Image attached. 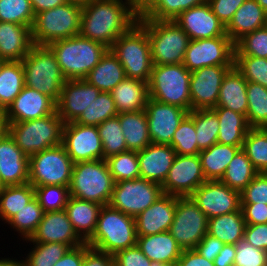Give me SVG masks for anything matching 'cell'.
<instances>
[{
    "label": "cell",
    "mask_w": 267,
    "mask_h": 266,
    "mask_svg": "<svg viewBox=\"0 0 267 266\" xmlns=\"http://www.w3.org/2000/svg\"><path fill=\"white\" fill-rule=\"evenodd\" d=\"M236 255V245L224 244L214 259L215 266H233Z\"/></svg>",
    "instance_id": "obj_65"
},
{
    "label": "cell",
    "mask_w": 267,
    "mask_h": 266,
    "mask_svg": "<svg viewBox=\"0 0 267 266\" xmlns=\"http://www.w3.org/2000/svg\"><path fill=\"white\" fill-rule=\"evenodd\" d=\"M256 1L267 13V0H256Z\"/></svg>",
    "instance_id": "obj_69"
},
{
    "label": "cell",
    "mask_w": 267,
    "mask_h": 266,
    "mask_svg": "<svg viewBox=\"0 0 267 266\" xmlns=\"http://www.w3.org/2000/svg\"><path fill=\"white\" fill-rule=\"evenodd\" d=\"M170 145L173 147L176 155L190 156L201 152L197 145L194 110L190 111L180 122Z\"/></svg>",
    "instance_id": "obj_47"
},
{
    "label": "cell",
    "mask_w": 267,
    "mask_h": 266,
    "mask_svg": "<svg viewBox=\"0 0 267 266\" xmlns=\"http://www.w3.org/2000/svg\"><path fill=\"white\" fill-rule=\"evenodd\" d=\"M174 21L187 33L190 40L228 36L226 27L212 12L207 1L183 11Z\"/></svg>",
    "instance_id": "obj_20"
},
{
    "label": "cell",
    "mask_w": 267,
    "mask_h": 266,
    "mask_svg": "<svg viewBox=\"0 0 267 266\" xmlns=\"http://www.w3.org/2000/svg\"><path fill=\"white\" fill-rule=\"evenodd\" d=\"M110 93L118 113L145 110L149 99L148 83L127 77Z\"/></svg>",
    "instance_id": "obj_30"
},
{
    "label": "cell",
    "mask_w": 267,
    "mask_h": 266,
    "mask_svg": "<svg viewBox=\"0 0 267 266\" xmlns=\"http://www.w3.org/2000/svg\"><path fill=\"white\" fill-rule=\"evenodd\" d=\"M2 188H3V185L0 183V193H1Z\"/></svg>",
    "instance_id": "obj_75"
},
{
    "label": "cell",
    "mask_w": 267,
    "mask_h": 266,
    "mask_svg": "<svg viewBox=\"0 0 267 266\" xmlns=\"http://www.w3.org/2000/svg\"><path fill=\"white\" fill-rule=\"evenodd\" d=\"M24 86L22 62L5 61L0 70V112L8 109Z\"/></svg>",
    "instance_id": "obj_39"
},
{
    "label": "cell",
    "mask_w": 267,
    "mask_h": 266,
    "mask_svg": "<svg viewBox=\"0 0 267 266\" xmlns=\"http://www.w3.org/2000/svg\"><path fill=\"white\" fill-rule=\"evenodd\" d=\"M241 148L242 146L215 143L208 149L202 150L198 155L206 180H221L227 166Z\"/></svg>",
    "instance_id": "obj_36"
},
{
    "label": "cell",
    "mask_w": 267,
    "mask_h": 266,
    "mask_svg": "<svg viewBox=\"0 0 267 266\" xmlns=\"http://www.w3.org/2000/svg\"><path fill=\"white\" fill-rule=\"evenodd\" d=\"M258 174L246 153L240 149L226 168L221 182L240 192Z\"/></svg>",
    "instance_id": "obj_41"
},
{
    "label": "cell",
    "mask_w": 267,
    "mask_h": 266,
    "mask_svg": "<svg viewBox=\"0 0 267 266\" xmlns=\"http://www.w3.org/2000/svg\"><path fill=\"white\" fill-rule=\"evenodd\" d=\"M48 47L66 80L84 79L108 50L103 44L80 35L54 41Z\"/></svg>",
    "instance_id": "obj_2"
},
{
    "label": "cell",
    "mask_w": 267,
    "mask_h": 266,
    "mask_svg": "<svg viewBox=\"0 0 267 266\" xmlns=\"http://www.w3.org/2000/svg\"><path fill=\"white\" fill-rule=\"evenodd\" d=\"M86 243L110 255L137 245L135 218L109 205L103 206L99 212L96 229Z\"/></svg>",
    "instance_id": "obj_3"
},
{
    "label": "cell",
    "mask_w": 267,
    "mask_h": 266,
    "mask_svg": "<svg viewBox=\"0 0 267 266\" xmlns=\"http://www.w3.org/2000/svg\"><path fill=\"white\" fill-rule=\"evenodd\" d=\"M118 115L111 93L100 92L98 97L83 110V113L74 121L85 126H98L107 119Z\"/></svg>",
    "instance_id": "obj_42"
},
{
    "label": "cell",
    "mask_w": 267,
    "mask_h": 266,
    "mask_svg": "<svg viewBox=\"0 0 267 266\" xmlns=\"http://www.w3.org/2000/svg\"><path fill=\"white\" fill-rule=\"evenodd\" d=\"M149 137L154 144L170 145L187 110L149 98L145 107Z\"/></svg>",
    "instance_id": "obj_19"
},
{
    "label": "cell",
    "mask_w": 267,
    "mask_h": 266,
    "mask_svg": "<svg viewBox=\"0 0 267 266\" xmlns=\"http://www.w3.org/2000/svg\"><path fill=\"white\" fill-rule=\"evenodd\" d=\"M35 14L30 0H0V22L32 28Z\"/></svg>",
    "instance_id": "obj_51"
},
{
    "label": "cell",
    "mask_w": 267,
    "mask_h": 266,
    "mask_svg": "<svg viewBox=\"0 0 267 266\" xmlns=\"http://www.w3.org/2000/svg\"><path fill=\"white\" fill-rule=\"evenodd\" d=\"M191 72L181 64L153 65L149 98L191 111Z\"/></svg>",
    "instance_id": "obj_10"
},
{
    "label": "cell",
    "mask_w": 267,
    "mask_h": 266,
    "mask_svg": "<svg viewBox=\"0 0 267 266\" xmlns=\"http://www.w3.org/2000/svg\"><path fill=\"white\" fill-rule=\"evenodd\" d=\"M234 43L229 36L190 40L183 65L190 71L214 65H234Z\"/></svg>",
    "instance_id": "obj_14"
},
{
    "label": "cell",
    "mask_w": 267,
    "mask_h": 266,
    "mask_svg": "<svg viewBox=\"0 0 267 266\" xmlns=\"http://www.w3.org/2000/svg\"><path fill=\"white\" fill-rule=\"evenodd\" d=\"M115 181L106 160L82 161L73 164L70 196L106 206L109 204Z\"/></svg>",
    "instance_id": "obj_9"
},
{
    "label": "cell",
    "mask_w": 267,
    "mask_h": 266,
    "mask_svg": "<svg viewBox=\"0 0 267 266\" xmlns=\"http://www.w3.org/2000/svg\"><path fill=\"white\" fill-rule=\"evenodd\" d=\"M161 195L162 186L155 182L144 178L122 180L115 183L108 205L135 218Z\"/></svg>",
    "instance_id": "obj_12"
},
{
    "label": "cell",
    "mask_w": 267,
    "mask_h": 266,
    "mask_svg": "<svg viewBox=\"0 0 267 266\" xmlns=\"http://www.w3.org/2000/svg\"><path fill=\"white\" fill-rule=\"evenodd\" d=\"M56 111V103L38 90L24 86L4 112L6 122H22L42 118Z\"/></svg>",
    "instance_id": "obj_23"
},
{
    "label": "cell",
    "mask_w": 267,
    "mask_h": 266,
    "mask_svg": "<svg viewBox=\"0 0 267 266\" xmlns=\"http://www.w3.org/2000/svg\"><path fill=\"white\" fill-rule=\"evenodd\" d=\"M35 198L44 212L65 210L70 198V190L62 185H44L34 187Z\"/></svg>",
    "instance_id": "obj_52"
},
{
    "label": "cell",
    "mask_w": 267,
    "mask_h": 266,
    "mask_svg": "<svg viewBox=\"0 0 267 266\" xmlns=\"http://www.w3.org/2000/svg\"><path fill=\"white\" fill-rule=\"evenodd\" d=\"M138 22L147 30L153 65L184 62L190 39L174 20L145 19L139 15Z\"/></svg>",
    "instance_id": "obj_4"
},
{
    "label": "cell",
    "mask_w": 267,
    "mask_h": 266,
    "mask_svg": "<svg viewBox=\"0 0 267 266\" xmlns=\"http://www.w3.org/2000/svg\"><path fill=\"white\" fill-rule=\"evenodd\" d=\"M114 259L116 266H156L137 245L118 251Z\"/></svg>",
    "instance_id": "obj_57"
},
{
    "label": "cell",
    "mask_w": 267,
    "mask_h": 266,
    "mask_svg": "<svg viewBox=\"0 0 267 266\" xmlns=\"http://www.w3.org/2000/svg\"><path fill=\"white\" fill-rule=\"evenodd\" d=\"M246 0H207L212 12L226 27L231 21L237 9Z\"/></svg>",
    "instance_id": "obj_58"
},
{
    "label": "cell",
    "mask_w": 267,
    "mask_h": 266,
    "mask_svg": "<svg viewBox=\"0 0 267 266\" xmlns=\"http://www.w3.org/2000/svg\"><path fill=\"white\" fill-rule=\"evenodd\" d=\"M82 4L70 2L37 13L31 28L34 45L50 43L79 35Z\"/></svg>",
    "instance_id": "obj_8"
},
{
    "label": "cell",
    "mask_w": 267,
    "mask_h": 266,
    "mask_svg": "<svg viewBox=\"0 0 267 266\" xmlns=\"http://www.w3.org/2000/svg\"><path fill=\"white\" fill-rule=\"evenodd\" d=\"M125 70L110 49L101 57L99 63L84 78L101 92H111L123 79Z\"/></svg>",
    "instance_id": "obj_33"
},
{
    "label": "cell",
    "mask_w": 267,
    "mask_h": 266,
    "mask_svg": "<svg viewBox=\"0 0 267 266\" xmlns=\"http://www.w3.org/2000/svg\"><path fill=\"white\" fill-rule=\"evenodd\" d=\"M244 240L255 248L267 251V223L246 224Z\"/></svg>",
    "instance_id": "obj_59"
},
{
    "label": "cell",
    "mask_w": 267,
    "mask_h": 266,
    "mask_svg": "<svg viewBox=\"0 0 267 266\" xmlns=\"http://www.w3.org/2000/svg\"><path fill=\"white\" fill-rule=\"evenodd\" d=\"M137 246L156 266L176 263L183 251L169 231L138 236Z\"/></svg>",
    "instance_id": "obj_28"
},
{
    "label": "cell",
    "mask_w": 267,
    "mask_h": 266,
    "mask_svg": "<svg viewBox=\"0 0 267 266\" xmlns=\"http://www.w3.org/2000/svg\"><path fill=\"white\" fill-rule=\"evenodd\" d=\"M70 2H77V3H80V4H85V3H88L90 0H68Z\"/></svg>",
    "instance_id": "obj_71"
},
{
    "label": "cell",
    "mask_w": 267,
    "mask_h": 266,
    "mask_svg": "<svg viewBox=\"0 0 267 266\" xmlns=\"http://www.w3.org/2000/svg\"><path fill=\"white\" fill-rule=\"evenodd\" d=\"M119 117L107 119L97 126L103 145V159L128 151L126 141L121 130Z\"/></svg>",
    "instance_id": "obj_46"
},
{
    "label": "cell",
    "mask_w": 267,
    "mask_h": 266,
    "mask_svg": "<svg viewBox=\"0 0 267 266\" xmlns=\"http://www.w3.org/2000/svg\"><path fill=\"white\" fill-rule=\"evenodd\" d=\"M267 25V13L256 0H246L226 26V34L235 44L239 39Z\"/></svg>",
    "instance_id": "obj_29"
},
{
    "label": "cell",
    "mask_w": 267,
    "mask_h": 266,
    "mask_svg": "<svg viewBox=\"0 0 267 266\" xmlns=\"http://www.w3.org/2000/svg\"><path fill=\"white\" fill-rule=\"evenodd\" d=\"M234 66L248 82L267 88V58L234 55Z\"/></svg>",
    "instance_id": "obj_53"
},
{
    "label": "cell",
    "mask_w": 267,
    "mask_h": 266,
    "mask_svg": "<svg viewBox=\"0 0 267 266\" xmlns=\"http://www.w3.org/2000/svg\"><path fill=\"white\" fill-rule=\"evenodd\" d=\"M247 80L233 66L224 76L216 107H225L247 115Z\"/></svg>",
    "instance_id": "obj_31"
},
{
    "label": "cell",
    "mask_w": 267,
    "mask_h": 266,
    "mask_svg": "<svg viewBox=\"0 0 267 266\" xmlns=\"http://www.w3.org/2000/svg\"><path fill=\"white\" fill-rule=\"evenodd\" d=\"M233 66H206L191 72V111L216 107L223 78Z\"/></svg>",
    "instance_id": "obj_18"
},
{
    "label": "cell",
    "mask_w": 267,
    "mask_h": 266,
    "mask_svg": "<svg viewBox=\"0 0 267 266\" xmlns=\"http://www.w3.org/2000/svg\"><path fill=\"white\" fill-rule=\"evenodd\" d=\"M176 209V196L163 194L135 217L137 237L170 230Z\"/></svg>",
    "instance_id": "obj_25"
},
{
    "label": "cell",
    "mask_w": 267,
    "mask_h": 266,
    "mask_svg": "<svg viewBox=\"0 0 267 266\" xmlns=\"http://www.w3.org/2000/svg\"><path fill=\"white\" fill-rule=\"evenodd\" d=\"M8 131V124L5 121L4 112H0V139Z\"/></svg>",
    "instance_id": "obj_68"
},
{
    "label": "cell",
    "mask_w": 267,
    "mask_h": 266,
    "mask_svg": "<svg viewBox=\"0 0 267 266\" xmlns=\"http://www.w3.org/2000/svg\"><path fill=\"white\" fill-rule=\"evenodd\" d=\"M138 18L137 0H90L82 5L79 35L110 49Z\"/></svg>",
    "instance_id": "obj_1"
},
{
    "label": "cell",
    "mask_w": 267,
    "mask_h": 266,
    "mask_svg": "<svg viewBox=\"0 0 267 266\" xmlns=\"http://www.w3.org/2000/svg\"><path fill=\"white\" fill-rule=\"evenodd\" d=\"M208 219L241 210V192L220 180H206L189 196Z\"/></svg>",
    "instance_id": "obj_15"
},
{
    "label": "cell",
    "mask_w": 267,
    "mask_h": 266,
    "mask_svg": "<svg viewBox=\"0 0 267 266\" xmlns=\"http://www.w3.org/2000/svg\"><path fill=\"white\" fill-rule=\"evenodd\" d=\"M258 129H259V130L266 136V138H267V124L258 127Z\"/></svg>",
    "instance_id": "obj_70"
},
{
    "label": "cell",
    "mask_w": 267,
    "mask_h": 266,
    "mask_svg": "<svg viewBox=\"0 0 267 266\" xmlns=\"http://www.w3.org/2000/svg\"><path fill=\"white\" fill-rule=\"evenodd\" d=\"M158 266H177V264L174 263V264H169V265H158Z\"/></svg>",
    "instance_id": "obj_73"
},
{
    "label": "cell",
    "mask_w": 267,
    "mask_h": 266,
    "mask_svg": "<svg viewBox=\"0 0 267 266\" xmlns=\"http://www.w3.org/2000/svg\"><path fill=\"white\" fill-rule=\"evenodd\" d=\"M62 145L73 163L103 160V145L96 126L64 124Z\"/></svg>",
    "instance_id": "obj_17"
},
{
    "label": "cell",
    "mask_w": 267,
    "mask_h": 266,
    "mask_svg": "<svg viewBox=\"0 0 267 266\" xmlns=\"http://www.w3.org/2000/svg\"><path fill=\"white\" fill-rule=\"evenodd\" d=\"M245 226L242 211H234L208 219V234L224 244L236 245L244 240Z\"/></svg>",
    "instance_id": "obj_38"
},
{
    "label": "cell",
    "mask_w": 267,
    "mask_h": 266,
    "mask_svg": "<svg viewBox=\"0 0 267 266\" xmlns=\"http://www.w3.org/2000/svg\"><path fill=\"white\" fill-rule=\"evenodd\" d=\"M110 50L123 66L127 78L149 82L153 67L150 42L147 30L139 22L120 35Z\"/></svg>",
    "instance_id": "obj_5"
},
{
    "label": "cell",
    "mask_w": 267,
    "mask_h": 266,
    "mask_svg": "<svg viewBox=\"0 0 267 266\" xmlns=\"http://www.w3.org/2000/svg\"><path fill=\"white\" fill-rule=\"evenodd\" d=\"M44 213L38 200L34 198L7 223L21 235L23 240H28L35 233Z\"/></svg>",
    "instance_id": "obj_44"
},
{
    "label": "cell",
    "mask_w": 267,
    "mask_h": 266,
    "mask_svg": "<svg viewBox=\"0 0 267 266\" xmlns=\"http://www.w3.org/2000/svg\"><path fill=\"white\" fill-rule=\"evenodd\" d=\"M100 92L85 79L66 80L56 103V111L64 123L74 122Z\"/></svg>",
    "instance_id": "obj_21"
},
{
    "label": "cell",
    "mask_w": 267,
    "mask_h": 266,
    "mask_svg": "<svg viewBox=\"0 0 267 266\" xmlns=\"http://www.w3.org/2000/svg\"><path fill=\"white\" fill-rule=\"evenodd\" d=\"M219 120L217 143L242 146L246 134L251 129L245 115L225 107H215Z\"/></svg>",
    "instance_id": "obj_34"
},
{
    "label": "cell",
    "mask_w": 267,
    "mask_h": 266,
    "mask_svg": "<svg viewBox=\"0 0 267 266\" xmlns=\"http://www.w3.org/2000/svg\"><path fill=\"white\" fill-rule=\"evenodd\" d=\"M233 266H267V251L255 248L242 240L236 244Z\"/></svg>",
    "instance_id": "obj_55"
},
{
    "label": "cell",
    "mask_w": 267,
    "mask_h": 266,
    "mask_svg": "<svg viewBox=\"0 0 267 266\" xmlns=\"http://www.w3.org/2000/svg\"><path fill=\"white\" fill-rule=\"evenodd\" d=\"M260 174H262L267 179V167L263 171H261Z\"/></svg>",
    "instance_id": "obj_72"
},
{
    "label": "cell",
    "mask_w": 267,
    "mask_h": 266,
    "mask_svg": "<svg viewBox=\"0 0 267 266\" xmlns=\"http://www.w3.org/2000/svg\"><path fill=\"white\" fill-rule=\"evenodd\" d=\"M207 0H137L139 15L145 19L174 20L183 11Z\"/></svg>",
    "instance_id": "obj_37"
},
{
    "label": "cell",
    "mask_w": 267,
    "mask_h": 266,
    "mask_svg": "<svg viewBox=\"0 0 267 266\" xmlns=\"http://www.w3.org/2000/svg\"><path fill=\"white\" fill-rule=\"evenodd\" d=\"M73 164L62 144L33 154L29 157V183L33 187H69Z\"/></svg>",
    "instance_id": "obj_11"
},
{
    "label": "cell",
    "mask_w": 267,
    "mask_h": 266,
    "mask_svg": "<svg viewBox=\"0 0 267 266\" xmlns=\"http://www.w3.org/2000/svg\"><path fill=\"white\" fill-rule=\"evenodd\" d=\"M33 248L23 259L25 266H54L71 248L69 245L57 242H31Z\"/></svg>",
    "instance_id": "obj_48"
},
{
    "label": "cell",
    "mask_w": 267,
    "mask_h": 266,
    "mask_svg": "<svg viewBox=\"0 0 267 266\" xmlns=\"http://www.w3.org/2000/svg\"><path fill=\"white\" fill-rule=\"evenodd\" d=\"M0 266H25V265L23 260L12 259V258H4V259L1 258Z\"/></svg>",
    "instance_id": "obj_67"
},
{
    "label": "cell",
    "mask_w": 267,
    "mask_h": 266,
    "mask_svg": "<svg viewBox=\"0 0 267 266\" xmlns=\"http://www.w3.org/2000/svg\"><path fill=\"white\" fill-rule=\"evenodd\" d=\"M4 62H5L4 60L0 59V70H1V66H2V64H3Z\"/></svg>",
    "instance_id": "obj_74"
},
{
    "label": "cell",
    "mask_w": 267,
    "mask_h": 266,
    "mask_svg": "<svg viewBox=\"0 0 267 266\" xmlns=\"http://www.w3.org/2000/svg\"><path fill=\"white\" fill-rule=\"evenodd\" d=\"M140 178L162 185L172 167L176 153L171 145H147L137 152Z\"/></svg>",
    "instance_id": "obj_26"
},
{
    "label": "cell",
    "mask_w": 267,
    "mask_h": 266,
    "mask_svg": "<svg viewBox=\"0 0 267 266\" xmlns=\"http://www.w3.org/2000/svg\"><path fill=\"white\" fill-rule=\"evenodd\" d=\"M34 198L35 190L30 183L3 186L0 193V219L7 223Z\"/></svg>",
    "instance_id": "obj_40"
},
{
    "label": "cell",
    "mask_w": 267,
    "mask_h": 266,
    "mask_svg": "<svg viewBox=\"0 0 267 266\" xmlns=\"http://www.w3.org/2000/svg\"><path fill=\"white\" fill-rule=\"evenodd\" d=\"M194 126L200 151L217 143L219 120L213 109L194 110Z\"/></svg>",
    "instance_id": "obj_43"
},
{
    "label": "cell",
    "mask_w": 267,
    "mask_h": 266,
    "mask_svg": "<svg viewBox=\"0 0 267 266\" xmlns=\"http://www.w3.org/2000/svg\"><path fill=\"white\" fill-rule=\"evenodd\" d=\"M126 147L130 151H140L151 144L146 111L118 113Z\"/></svg>",
    "instance_id": "obj_35"
},
{
    "label": "cell",
    "mask_w": 267,
    "mask_h": 266,
    "mask_svg": "<svg viewBox=\"0 0 267 266\" xmlns=\"http://www.w3.org/2000/svg\"><path fill=\"white\" fill-rule=\"evenodd\" d=\"M223 245L222 241L207 233L194 249L207 260L214 261Z\"/></svg>",
    "instance_id": "obj_62"
},
{
    "label": "cell",
    "mask_w": 267,
    "mask_h": 266,
    "mask_svg": "<svg viewBox=\"0 0 267 266\" xmlns=\"http://www.w3.org/2000/svg\"><path fill=\"white\" fill-rule=\"evenodd\" d=\"M247 121L251 128L267 124V88L261 84L247 82Z\"/></svg>",
    "instance_id": "obj_45"
},
{
    "label": "cell",
    "mask_w": 267,
    "mask_h": 266,
    "mask_svg": "<svg viewBox=\"0 0 267 266\" xmlns=\"http://www.w3.org/2000/svg\"><path fill=\"white\" fill-rule=\"evenodd\" d=\"M0 183L3 186L29 183V157L8 131L0 139Z\"/></svg>",
    "instance_id": "obj_22"
},
{
    "label": "cell",
    "mask_w": 267,
    "mask_h": 266,
    "mask_svg": "<svg viewBox=\"0 0 267 266\" xmlns=\"http://www.w3.org/2000/svg\"><path fill=\"white\" fill-rule=\"evenodd\" d=\"M7 124L9 134L28 157L62 144L65 123L57 111L42 118Z\"/></svg>",
    "instance_id": "obj_7"
},
{
    "label": "cell",
    "mask_w": 267,
    "mask_h": 266,
    "mask_svg": "<svg viewBox=\"0 0 267 266\" xmlns=\"http://www.w3.org/2000/svg\"><path fill=\"white\" fill-rule=\"evenodd\" d=\"M82 266H116V263L114 255L92 248L85 242Z\"/></svg>",
    "instance_id": "obj_60"
},
{
    "label": "cell",
    "mask_w": 267,
    "mask_h": 266,
    "mask_svg": "<svg viewBox=\"0 0 267 266\" xmlns=\"http://www.w3.org/2000/svg\"><path fill=\"white\" fill-rule=\"evenodd\" d=\"M206 178L204 177L199 155H176L165 181L163 194L189 197Z\"/></svg>",
    "instance_id": "obj_16"
},
{
    "label": "cell",
    "mask_w": 267,
    "mask_h": 266,
    "mask_svg": "<svg viewBox=\"0 0 267 266\" xmlns=\"http://www.w3.org/2000/svg\"><path fill=\"white\" fill-rule=\"evenodd\" d=\"M241 210L246 224L267 223V204L241 203Z\"/></svg>",
    "instance_id": "obj_61"
},
{
    "label": "cell",
    "mask_w": 267,
    "mask_h": 266,
    "mask_svg": "<svg viewBox=\"0 0 267 266\" xmlns=\"http://www.w3.org/2000/svg\"><path fill=\"white\" fill-rule=\"evenodd\" d=\"M176 264L177 266H215L213 261L207 260L195 249L183 250Z\"/></svg>",
    "instance_id": "obj_63"
},
{
    "label": "cell",
    "mask_w": 267,
    "mask_h": 266,
    "mask_svg": "<svg viewBox=\"0 0 267 266\" xmlns=\"http://www.w3.org/2000/svg\"><path fill=\"white\" fill-rule=\"evenodd\" d=\"M103 206L70 196L65 211L76 233L86 242L94 233Z\"/></svg>",
    "instance_id": "obj_32"
},
{
    "label": "cell",
    "mask_w": 267,
    "mask_h": 266,
    "mask_svg": "<svg viewBox=\"0 0 267 266\" xmlns=\"http://www.w3.org/2000/svg\"><path fill=\"white\" fill-rule=\"evenodd\" d=\"M33 46L29 26L0 22V59L22 61Z\"/></svg>",
    "instance_id": "obj_27"
},
{
    "label": "cell",
    "mask_w": 267,
    "mask_h": 266,
    "mask_svg": "<svg viewBox=\"0 0 267 266\" xmlns=\"http://www.w3.org/2000/svg\"><path fill=\"white\" fill-rule=\"evenodd\" d=\"M241 149L258 173L267 167V138L258 128L248 131Z\"/></svg>",
    "instance_id": "obj_50"
},
{
    "label": "cell",
    "mask_w": 267,
    "mask_h": 266,
    "mask_svg": "<svg viewBox=\"0 0 267 266\" xmlns=\"http://www.w3.org/2000/svg\"><path fill=\"white\" fill-rule=\"evenodd\" d=\"M169 232L183 250L194 249L208 233V218L190 197L176 196Z\"/></svg>",
    "instance_id": "obj_13"
},
{
    "label": "cell",
    "mask_w": 267,
    "mask_h": 266,
    "mask_svg": "<svg viewBox=\"0 0 267 266\" xmlns=\"http://www.w3.org/2000/svg\"><path fill=\"white\" fill-rule=\"evenodd\" d=\"M115 183L140 178L136 151H125L105 159Z\"/></svg>",
    "instance_id": "obj_49"
},
{
    "label": "cell",
    "mask_w": 267,
    "mask_h": 266,
    "mask_svg": "<svg viewBox=\"0 0 267 266\" xmlns=\"http://www.w3.org/2000/svg\"><path fill=\"white\" fill-rule=\"evenodd\" d=\"M84 259V243L70 248L54 266H82Z\"/></svg>",
    "instance_id": "obj_64"
},
{
    "label": "cell",
    "mask_w": 267,
    "mask_h": 266,
    "mask_svg": "<svg viewBox=\"0 0 267 266\" xmlns=\"http://www.w3.org/2000/svg\"><path fill=\"white\" fill-rule=\"evenodd\" d=\"M241 203L267 204V179L258 173L241 192Z\"/></svg>",
    "instance_id": "obj_56"
},
{
    "label": "cell",
    "mask_w": 267,
    "mask_h": 266,
    "mask_svg": "<svg viewBox=\"0 0 267 266\" xmlns=\"http://www.w3.org/2000/svg\"><path fill=\"white\" fill-rule=\"evenodd\" d=\"M34 14L40 13L45 10L53 9L57 6L63 5L68 0H30Z\"/></svg>",
    "instance_id": "obj_66"
},
{
    "label": "cell",
    "mask_w": 267,
    "mask_h": 266,
    "mask_svg": "<svg viewBox=\"0 0 267 266\" xmlns=\"http://www.w3.org/2000/svg\"><path fill=\"white\" fill-rule=\"evenodd\" d=\"M21 62L25 86L38 90L57 103L66 79L52 50L48 46L34 45Z\"/></svg>",
    "instance_id": "obj_6"
},
{
    "label": "cell",
    "mask_w": 267,
    "mask_h": 266,
    "mask_svg": "<svg viewBox=\"0 0 267 266\" xmlns=\"http://www.w3.org/2000/svg\"><path fill=\"white\" fill-rule=\"evenodd\" d=\"M25 241L57 242L69 245L71 248L85 243L74 230L65 210L45 212L35 233Z\"/></svg>",
    "instance_id": "obj_24"
},
{
    "label": "cell",
    "mask_w": 267,
    "mask_h": 266,
    "mask_svg": "<svg viewBox=\"0 0 267 266\" xmlns=\"http://www.w3.org/2000/svg\"><path fill=\"white\" fill-rule=\"evenodd\" d=\"M234 48V55L267 58V25L243 36Z\"/></svg>",
    "instance_id": "obj_54"
}]
</instances>
